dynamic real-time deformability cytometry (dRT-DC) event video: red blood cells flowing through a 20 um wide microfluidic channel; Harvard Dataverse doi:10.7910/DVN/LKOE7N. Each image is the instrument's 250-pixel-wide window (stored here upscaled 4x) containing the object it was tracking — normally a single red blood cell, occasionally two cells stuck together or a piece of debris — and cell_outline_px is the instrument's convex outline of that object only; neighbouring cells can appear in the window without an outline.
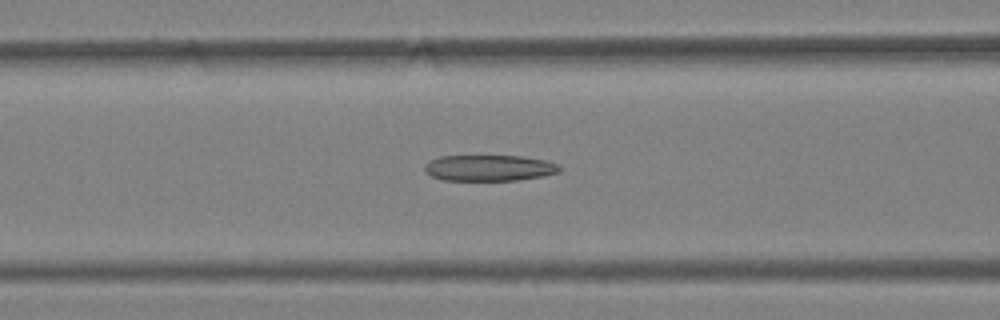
{"species": "Egyptian fruit bat (a non-hibernating species)", "species_latin": "Rousettus aegyptiacus", "temperature_condition": "warm", "stored_images_in_passage": 46, "camera_frame_rate_fps": 3000, "um_per_image_px": 0.085, "animal": {"sex": "female"}, "frame": {"image": 1, "passage_image": 16, "time_ms": 5.0, "image_size_px": [1000, 320], "cell_outline_px": [[560, 172], [544, 176], [516, 180], [444, 180], [432, 176], [424, 168], [424, 164], [440, 156], [524, 156], [544, 160], [560, 164]], "centroid_in_image_um": [41.63, 14.27], "position_along_channel_um": 125.0, "area_um2": 20.4}}
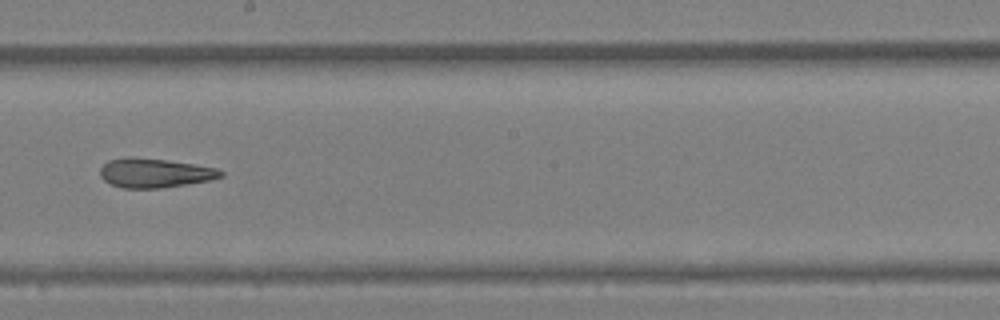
{"frame": {"image": 2, "passage_image": 24, "time_ms": 7.667, "image_size_px": [1000, 320], "cell_outline_px": [[224, 176], [208, 180], [160, 188], [124, 188], [112, 184], [104, 180], [100, 176], [100, 168], [108, 160], [124, 156], [132, 156], [168, 160], [196, 164], [216, 168], [224, 172]], "centroid_in_image_um": [13.12, 14.68], "position_along_channel_um": 235.1, "area_um2": 20.63}}
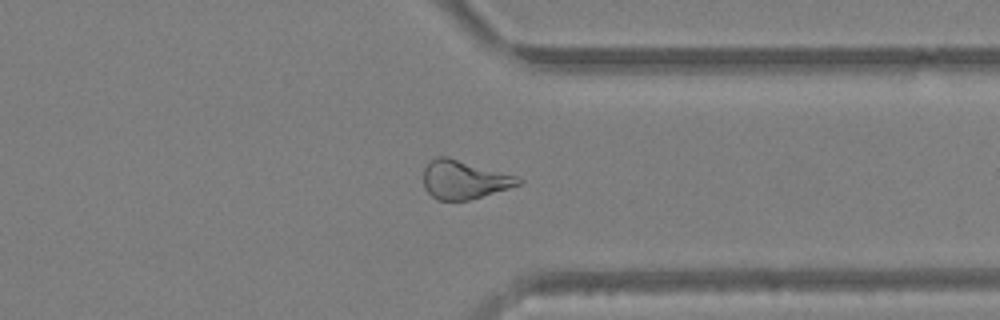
{"frame": {"image": 3, "passage_image": 34, "time_ms": 11.0, "image_size_px": [1000, 320], "cell_outline_px": [[524, 180], [520, 184], [508, 188], [468, 200], [436, 200], [424, 188], [424, 168], [428, 160], [436, 156], [448, 156], [520, 176]], "centroid_in_image_um": [39.45, 15.24], "position_along_channel_um": 372.0, "area_um2": 21.62}, "authors_computed_cell_mechanics": {"area_um2": 23.12, "velocity_mm_per_s": 4.1441, "shape_relaxation_time_tau1_ms": null, "shape_relaxation_time_tau2_ms": 4.3515, "deformation_change_tau1": null, "deformation_change_tau2": 0.1465}}